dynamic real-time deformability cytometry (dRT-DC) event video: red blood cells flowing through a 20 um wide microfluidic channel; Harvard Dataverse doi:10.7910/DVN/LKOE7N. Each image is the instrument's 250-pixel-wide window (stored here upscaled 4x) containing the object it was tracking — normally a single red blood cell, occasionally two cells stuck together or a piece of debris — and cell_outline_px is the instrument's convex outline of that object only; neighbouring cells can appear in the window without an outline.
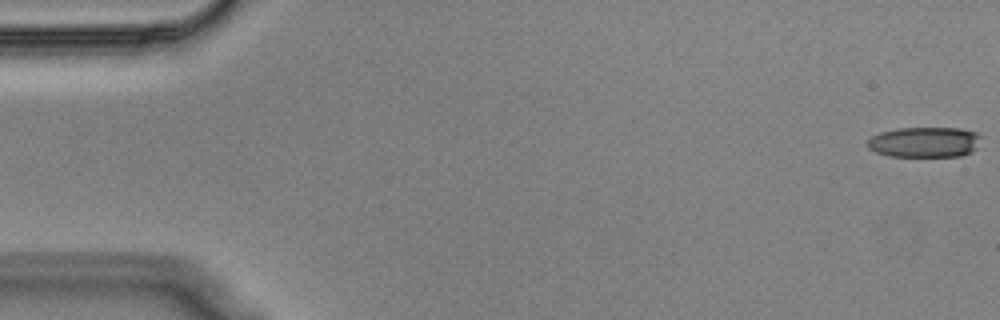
{"species": "Egyptian fruit bat (a non-hibernating species)", "species_latin": "Rousettus aegyptiacus", "temperature_condition": "cold", "stored_images_in_passage": 13, "camera_frame_rate_fps": 3000, "um_per_image_px": 0.085, "animal": {"sex": "male"}, "frame": {"image": 1, "passage_image": 1, "time_ms": 0.0, "image_size_px": [1000, 320], "cell_outline_px": [[984, 136], [976, 148], [972, 152], [960, 156], [888, 156], [876, 152], [868, 148], [868, 140], [872, 136], [880, 132], [896, 128], [960, 128], [976, 132]], "centroid_in_image_um": [78.63, 12.07], "position_along_channel_um": 6.4, "area_um2": 20.35}}